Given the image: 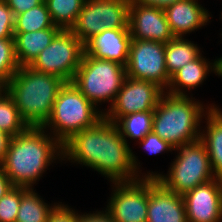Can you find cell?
<instances>
[{
	"mask_svg": "<svg viewBox=\"0 0 222 222\" xmlns=\"http://www.w3.org/2000/svg\"><path fill=\"white\" fill-rule=\"evenodd\" d=\"M128 27L132 39L166 44L174 38L165 11L153 6L130 4Z\"/></svg>",
	"mask_w": 222,
	"mask_h": 222,
	"instance_id": "obj_14",
	"label": "cell"
},
{
	"mask_svg": "<svg viewBox=\"0 0 222 222\" xmlns=\"http://www.w3.org/2000/svg\"><path fill=\"white\" fill-rule=\"evenodd\" d=\"M78 213L62 202L50 212L47 222H77Z\"/></svg>",
	"mask_w": 222,
	"mask_h": 222,
	"instance_id": "obj_31",
	"label": "cell"
},
{
	"mask_svg": "<svg viewBox=\"0 0 222 222\" xmlns=\"http://www.w3.org/2000/svg\"><path fill=\"white\" fill-rule=\"evenodd\" d=\"M28 127L21 118L12 96L5 89L0 93V131L14 137L24 132Z\"/></svg>",
	"mask_w": 222,
	"mask_h": 222,
	"instance_id": "obj_26",
	"label": "cell"
},
{
	"mask_svg": "<svg viewBox=\"0 0 222 222\" xmlns=\"http://www.w3.org/2000/svg\"><path fill=\"white\" fill-rule=\"evenodd\" d=\"M174 150L179 153L171 163L168 175L147 172L142 177H154L165 188L179 195L215 178L206 146L200 139Z\"/></svg>",
	"mask_w": 222,
	"mask_h": 222,
	"instance_id": "obj_6",
	"label": "cell"
},
{
	"mask_svg": "<svg viewBox=\"0 0 222 222\" xmlns=\"http://www.w3.org/2000/svg\"><path fill=\"white\" fill-rule=\"evenodd\" d=\"M19 68L14 38L0 39V82L6 86Z\"/></svg>",
	"mask_w": 222,
	"mask_h": 222,
	"instance_id": "obj_27",
	"label": "cell"
},
{
	"mask_svg": "<svg viewBox=\"0 0 222 222\" xmlns=\"http://www.w3.org/2000/svg\"><path fill=\"white\" fill-rule=\"evenodd\" d=\"M180 0H130V4L153 6L165 10L168 6Z\"/></svg>",
	"mask_w": 222,
	"mask_h": 222,
	"instance_id": "obj_34",
	"label": "cell"
},
{
	"mask_svg": "<svg viewBox=\"0 0 222 222\" xmlns=\"http://www.w3.org/2000/svg\"><path fill=\"white\" fill-rule=\"evenodd\" d=\"M132 37L129 28L104 29L85 44V54L126 66Z\"/></svg>",
	"mask_w": 222,
	"mask_h": 222,
	"instance_id": "obj_16",
	"label": "cell"
},
{
	"mask_svg": "<svg viewBox=\"0 0 222 222\" xmlns=\"http://www.w3.org/2000/svg\"><path fill=\"white\" fill-rule=\"evenodd\" d=\"M218 108L212 106L206 112L207 128L201 132L200 140L206 146L215 178L222 180V111Z\"/></svg>",
	"mask_w": 222,
	"mask_h": 222,
	"instance_id": "obj_20",
	"label": "cell"
},
{
	"mask_svg": "<svg viewBox=\"0 0 222 222\" xmlns=\"http://www.w3.org/2000/svg\"><path fill=\"white\" fill-rule=\"evenodd\" d=\"M84 52V44L70 30H61L30 67L72 82Z\"/></svg>",
	"mask_w": 222,
	"mask_h": 222,
	"instance_id": "obj_9",
	"label": "cell"
},
{
	"mask_svg": "<svg viewBox=\"0 0 222 222\" xmlns=\"http://www.w3.org/2000/svg\"><path fill=\"white\" fill-rule=\"evenodd\" d=\"M51 27L57 26L54 25L51 19L45 1L15 16L14 20V32H34Z\"/></svg>",
	"mask_w": 222,
	"mask_h": 222,
	"instance_id": "obj_25",
	"label": "cell"
},
{
	"mask_svg": "<svg viewBox=\"0 0 222 222\" xmlns=\"http://www.w3.org/2000/svg\"><path fill=\"white\" fill-rule=\"evenodd\" d=\"M88 166L111 182L139 177L137 158L116 127L104 117L94 126L75 133L63 144V159Z\"/></svg>",
	"mask_w": 222,
	"mask_h": 222,
	"instance_id": "obj_1",
	"label": "cell"
},
{
	"mask_svg": "<svg viewBox=\"0 0 222 222\" xmlns=\"http://www.w3.org/2000/svg\"><path fill=\"white\" fill-rule=\"evenodd\" d=\"M14 186L0 166V199Z\"/></svg>",
	"mask_w": 222,
	"mask_h": 222,
	"instance_id": "obj_36",
	"label": "cell"
},
{
	"mask_svg": "<svg viewBox=\"0 0 222 222\" xmlns=\"http://www.w3.org/2000/svg\"><path fill=\"white\" fill-rule=\"evenodd\" d=\"M98 109L73 82H66L58 92L51 116L42 127L49 128L52 136L63 145L75 133L94 126L104 117V112Z\"/></svg>",
	"mask_w": 222,
	"mask_h": 222,
	"instance_id": "obj_5",
	"label": "cell"
},
{
	"mask_svg": "<svg viewBox=\"0 0 222 222\" xmlns=\"http://www.w3.org/2000/svg\"><path fill=\"white\" fill-rule=\"evenodd\" d=\"M126 77L125 66L120 63L84 53L72 82L96 108L102 101H111V107Z\"/></svg>",
	"mask_w": 222,
	"mask_h": 222,
	"instance_id": "obj_7",
	"label": "cell"
},
{
	"mask_svg": "<svg viewBox=\"0 0 222 222\" xmlns=\"http://www.w3.org/2000/svg\"><path fill=\"white\" fill-rule=\"evenodd\" d=\"M14 20L13 12L5 0H0V39L14 38Z\"/></svg>",
	"mask_w": 222,
	"mask_h": 222,
	"instance_id": "obj_29",
	"label": "cell"
},
{
	"mask_svg": "<svg viewBox=\"0 0 222 222\" xmlns=\"http://www.w3.org/2000/svg\"><path fill=\"white\" fill-rule=\"evenodd\" d=\"M45 132L48 131L43 127L29 126L12 137L0 166L13 186L32 188L54 160H66L63 159V145Z\"/></svg>",
	"mask_w": 222,
	"mask_h": 222,
	"instance_id": "obj_2",
	"label": "cell"
},
{
	"mask_svg": "<svg viewBox=\"0 0 222 222\" xmlns=\"http://www.w3.org/2000/svg\"><path fill=\"white\" fill-rule=\"evenodd\" d=\"M154 111L137 112L120 117L116 122L120 135L127 141L138 139L141 141L148 133L152 132Z\"/></svg>",
	"mask_w": 222,
	"mask_h": 222,
	"instance_id": "obj_23",
	"label": "cell"
},
{
	"mask_svg": "<svg viewBox=\"0 0 222 222\" xmlns=\"http://www.w3.org/2000/svg\"><path fill=\"white\" fill-rule=\"evenodd\" d=\"M188 222L222 220V180L214 178L183 195Z\"/></svg>",
	"mask_w": 222,
	"mask_h": 222,
	"instance_id": "obj_13",
	"label": "cell"
},
{
	"mask_svg": "<svg viewBox=\"0 0 222 222\" xmlns=\"http://www.w3.org/2000/svg\"><path fill=\"white\" fill-rule=\"evenodd\" d=\"M147 222H188L183 195L168 190L154 177H148Z\"/></svg>",
	"mask_w": 222,
	"mask_h": 222,
	"instance_id": "obj_15",
	"label": "cell"
},
{
	"mask_svg": "<svg viewBox=\"0 0 222 222\" xmlns=\"http://www.w3.org/2000/svg\"><path fill=\"white\" fill-rule=\"evenodd\" d=\"M125 69L127 77L151 81L167 90L170 77L165 64V43L132 39Z\"/></svg>",
	"mask_w": 222,
	"mask_h": 222,
	"instance_id": "obj_10",
	"label": "cell"
},
{
	"mask_svg": "<svg viewBox=\"0 0 222 222\" xmlns=\"http://www.w3.org/2000/svg\"><path fill=\"white\" fill-rule=\"evenodd\" d=\"M77 222H114L105 211L78 214Z\"/></svg>",
	"mask_w": 222,
	"mask_h": 222,
	"instance_id": "obj_33",
	"label": "cell"
},
{
	"mask_svg": "<svg viewBox=\"0 0 222 222\" xmlns=\"http://www.w3.org/2000/svg\"><path fill=\"white\" fill-rule=\"evenodd\" d=\"M21 203V187L14 186L0 199V222H16Z\"/></svg>",
	"mask_w": 222,
	"mask_h": 222,
	"instance_id": "obj_28",
	"label": "cell"
},
{
	"mask_svg": "<svg viewBox=\"0 0 222 222\" xmlns=\"http://www.w3.org/2000/svg\"><path fill=\"white\" fill-rule=\"evenodd\" d=\"M12 136L0 131V165L4 162Z\"/></svg>",
	"mask_w": 222,
	"mask_h": 222,
	"instance_id": "obj_35",
	"label": "cell"
},
{
	"mask_svg": "<svg viewBox=\"0 0 222 222\" xmlns=\"http://www.w3.org/2000/svg\"><path fill=\"white\" fill-rule=\"evenodd\" d=\"M210 71L222 76V57L210 63L201 53L196 59L187 63L170 77L166 93L174 96H186L182 89H195L203 83Z\"/></svg>",
	"mask_w": 222,
	"mask_h": 222,
	"instance_id": "obj_18",
	"label": "cell"
},
{
	"mask_svg": "<svg viewBox=\"0 0 222 222\" xmlns=\"http://www.w3.org/2000/svg\"><path fill=\"white\" fill-rule=\"evenodd\" d=\"M212 106L216 105L207 106L205 111L195 98L165 92L154 110L152 131L174 149L195 142L200 139V122Z\"/></svg>",
	"mask_w": 222,
	"mask_h": 222,
	"instance_id": "obj_4",
	"label": "cell"
},
{
	"mask_svg": "<svg viewBox=\"0 0 222 222\" xmlns=\"http://www.w3.org/2000/svg\"><path fill=\"white\" fill-rule=\"evenodd\" d=\"M44 0H5L8 7L12 10L14 17L38 6Z\"/></svg>",
	"mask_w": 222,
	"mask_h": 222,
	"instance_id": "obj_32",
	"label": "cell"
},
{
	"mask_svg": "<svg viewBox=\"0 0 222 222\" xmlns=\"http://www.w3.org/2000/svg\"><path fill=\"white\" fill-rule=\"evenodd\" d=\"M51 19L61 30H70L81 11L85 0H44Z\"/></svg>",
	"mask_w": 222,
	"mask_h": 222,
	"instance_id": "obj_24",
	"label": "cell"
},
{
	"mask_svg": "<svg viewBox=\"0 0 222 222\" xmlns=\"http://www.w3.org/2000/svg\"><path fill=\"white\" fill-rule=\"evenodd\" d=\"M201 54L197 44L174 37L165 44V64L169 77Z\"/></svg>",
	"mask_w": 222,
	"mask_h": 222,
	"instance_id": "obj_21",
	"label": "cell"
},
{
	"mask_svg": "<svg viewBox=\"0 0 222 222\" xmlns=\"http://www.w3.org/2000/svg\"><path fill=\"white\" fill-rule=\"evenodd\" d=\"M33 190L34 188L21 187V203L16 222H47L50 212L57 205L54 203L49 206Z\"/></svg>",
	"mask_w": 222,
	"mask_h": 222,
	"instance_id": "obj_22",
	"label": "cell"
},
{
	"mask_svg": "<svg viewBox=\"0 0 222 222\" xmlns=\"http://www.w3.org/2000/svg\"><path fill=\"white\" fill-rule=\"evenodd\" d=\"M5 90V86L0 82V93Z\"/></svg>",
	"mask_w": 222,
	"mask_h": 222,
	"instance_id": "obj_37",
	"label": "cell"
},
{
	"mask_svg": "<svg viewBox=\"0 0 222 222\" xmlns=\"http://www.w3.org/2000/svg\"><path fill=\"white\" fill-rule=\"evenodd\" d=\"M142 147L150 154H159L165 151H173L174 148L167 142L161 139L153 131L148 133L140 142Z\"/></svg>",
	"mask_w": 222,
	"mask_h": 222,
	"instance_id": "obj_30",
	"label": "cell"
},
{
	"mask_svg": "<svg viewBox=\"0 0 222 222\" xmlns=\"http://www.w3.org/2000/svg\"><path fill=\"white\" fill-rule=\"evenodd\" d=\"M164 93L154 82L126 77L112 106L106 112L103 110L104 118L115 123L128 114L154 111Z\"/></svg>",
	"mask_w": 222,
	"mask_h": 222,
	"instance_id": "obj_12",
	"label": "cell"
},
{
	"mask_svg": "<svg viewBox=\"0 0 222 222\" xmlns=\"http://www.w3.org/2000/svg\"><path fill=\"white\" fill-rule=\"evenodd\" d=\"M60 31L59 27H51L34 32H14L15 54L19 66H30Z\"/></svg>",
	"mask_w": 222,
	"mask_h": 222,
	"instance_id": "obj_19",
	"label": "cell"
},
{
	"mask_svg": "<svg viewBox=\"0 0 222 222\" xmlns=\"http://www.w3.org/2000/svg\"><path fill=\"white\" fill-rule=\"evenodd\" d=\"M114 184L105 212L114 222H147L148 177Z\"/></svg>",
	"mask_w": 222,
	"mask_h": 222,
	"instance_id": "obj_11",
	"label": "cell"
},
{
	"mask_svg": "<svg viewBox=\"0 0 222 222\" xmlns=\"http://www.w3.org/2000/svg\"><path fill=\"white\" fill-rule=\"evenodd\" d=\"M169 28L174 37H184L210 21L208 10L198 0H180L165 10Z\"/></svg>",
	"mask_w": 222,
	"mask_h": 222,
	"instance_id": "obj_17",
	"label": "cell"
},
{
	"mask_svg": "<svg viewBox=\"0 0 222 222\" xmlns=\"http://www.w3.org/2000/svg\"><path fill=\"white\" fill-rule=\"evenodd\" d=\"M130 0H85L70 31L85 44L104 29L128 27Z\"/></svg>",
	"mask_w": 222,
	"mask_h": 222,
	"instance_id": "obj_8",
	"label": "cell"
},
{
	"mask_svg": "<svg viewBox=\"0 0 222 222\" xmlns=\"http://www.w3.org/2000/svg\"><path fill=\"white\" fill-rule=\"evenodd\" d=\"M66 82L58 76L22 66L5 86L28 126L42 127L51 116L58 92Z\"/></svg>",
	"mask_w": 222,
	"mask_h": 222,
	"instance_id": "obj_3",
	"label": "cell"
}]
</instances>
